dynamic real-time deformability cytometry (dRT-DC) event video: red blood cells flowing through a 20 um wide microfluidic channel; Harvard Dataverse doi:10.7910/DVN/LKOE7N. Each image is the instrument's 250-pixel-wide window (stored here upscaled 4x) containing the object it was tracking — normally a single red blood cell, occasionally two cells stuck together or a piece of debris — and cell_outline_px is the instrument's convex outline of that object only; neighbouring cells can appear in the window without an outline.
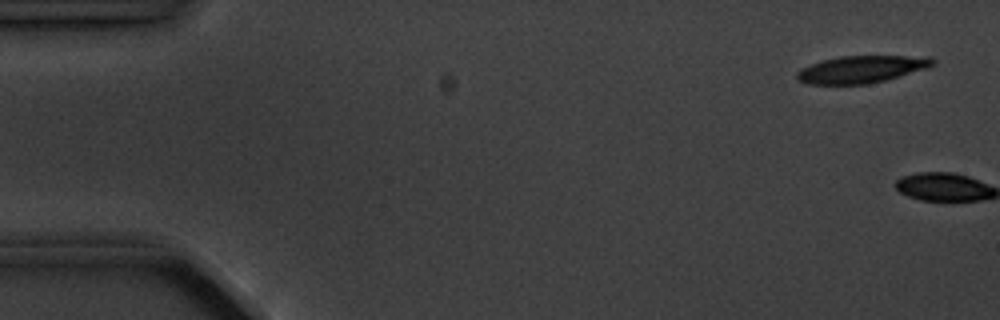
{"species": "common noctule bat (a hibernating species)", "species_latin": "Nyctalus noctula", "temperature_condition": "cold", "stored_images_in_passage": 2, "camera_frame_rate_fps": 3000, "um_per_image_px": 0.085, "animal": {"sex": "male", "body_mass_g": 20.1, "forearm_length_mm": 53.5}, "frame": {"image": 1, "passage_image": 1, "time_ms": 0.0, "image_size_px": [1000, 320], "cell_outline_px": [[936, 64], [924, 68], [884, 80], [868, 84], [808, 84], [796, 80], [796, 72], [812, 64], [824, 60], [840, 56], [932, 56], [936, 60]], "centroid_in_image_um": [73.23, 5.88], "position_along_channel_um": 11.8, "area_um2": 21.27}}